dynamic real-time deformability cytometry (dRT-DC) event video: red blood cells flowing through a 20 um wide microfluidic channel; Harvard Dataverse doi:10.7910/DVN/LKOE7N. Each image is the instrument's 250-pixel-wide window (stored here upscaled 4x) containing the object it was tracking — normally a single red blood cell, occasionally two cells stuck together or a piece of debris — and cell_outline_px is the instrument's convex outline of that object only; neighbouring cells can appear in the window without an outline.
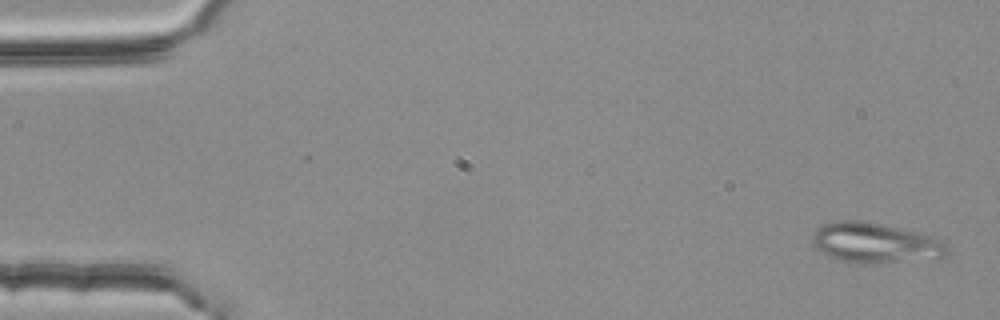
{"species": "common noctule bat (a hibernating species)", "species_latin": "Nyctalus noctula", "temperature_condition": "room temperature", "stored_images_in_passage": 5, "camera_frame_rate_fps": 3000, "um_per_image_px": 0.085, "animal": {"sex": "female", "body_mass_g": 25.1}, "frame": {"image": 1, "passage_image": 1, "time_ms": 0.0, "image_size_px": [1000, 320], "cell_outline_px": [[952, 252], [948, 256], [940, 260], [872, 264], [840, 260], [820, 252], [816, 248], [812, 240], [812, 232], [816, 228], [824, 224], [836, 220], [856, 220], [884, 224], [928, 236], [948, 244]], "centroid_in_image_um": [74.47, 20.68], "position_along_channel_um": 10.5, "area_um2": 32.19}}